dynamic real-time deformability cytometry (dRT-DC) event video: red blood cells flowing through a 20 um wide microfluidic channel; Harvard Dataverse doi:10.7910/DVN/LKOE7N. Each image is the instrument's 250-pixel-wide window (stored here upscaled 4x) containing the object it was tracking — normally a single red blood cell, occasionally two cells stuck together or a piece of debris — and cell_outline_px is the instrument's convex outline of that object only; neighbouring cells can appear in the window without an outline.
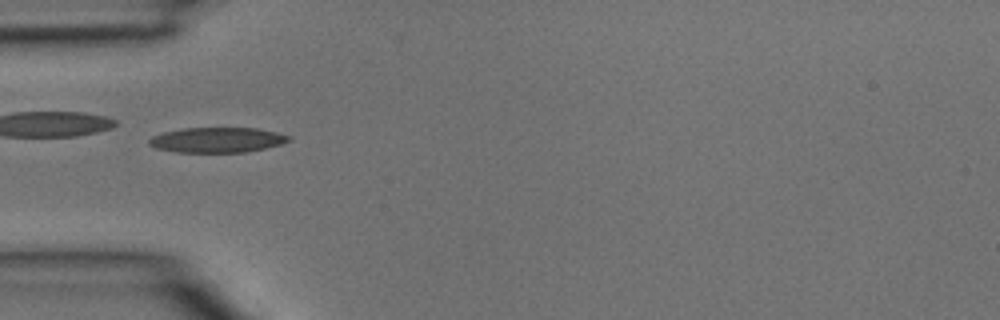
{"species": "common noctule bat (a hibernating species)", "species_latin": "Nyctalus noctula", "temperature_condition": "room temperature", "stored_images_in_passage": 5, "camera_frame_rate_fps": 3000, "um_per_image_px": 0.085, "animal": {"sex": "male", "body_mass_g": 15.6}, "frame": {"image": 1, "passage_image": 5, "time_ms": 1.333, "image_size_px": [1000, 320], "cell_outline_px": [[292, 140], [280, 144], [248, 152], [176, 152], [156, 148], [148, 144], [148, 140], [152, 136], [164, 132], [184, 128], [256, 128], [276, 132], [292, 136]], "centroid_in_image_um": [18.47, 11.89], "position_along_channel_um": 66.5, "area_um2": 20.46}}